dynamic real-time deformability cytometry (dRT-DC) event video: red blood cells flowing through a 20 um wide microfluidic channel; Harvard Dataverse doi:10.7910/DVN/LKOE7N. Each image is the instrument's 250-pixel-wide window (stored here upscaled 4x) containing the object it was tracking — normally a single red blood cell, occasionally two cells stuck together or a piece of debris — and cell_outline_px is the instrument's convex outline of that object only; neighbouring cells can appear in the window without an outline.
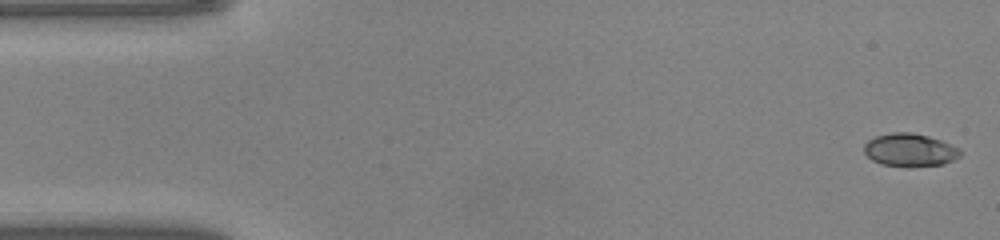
{"species": "common noctule bat (a hibernating species)", "species_latin": "Nyctalus noctula", "temperature_condition": "warm", "stored_images_in_passage": 36, "camera_frame_rate_fps": 3000, "um_per_image_px": 0.085, "animal": {"sex": "male", "body_mass_g": 20.0, "forearm_length_mm": 53.3}, "frame": {"image": 1, "passage_image": 1, "time_ms": 0.0, "image_size_px": [1000, 240], "cell_outline_px": [[964, 152], [960, 156], [944, 164], [880, 164], [872, 160], [864, 152], [864, 144], [868, 140], [876, 136], [892, 132], [912, 132], [928, 136], [940, 140], [960, 148]], "centroid_in_image_um": [77.35, 12.7], "position_along_channel_um": 7.7, "area_um2": 17.92}}
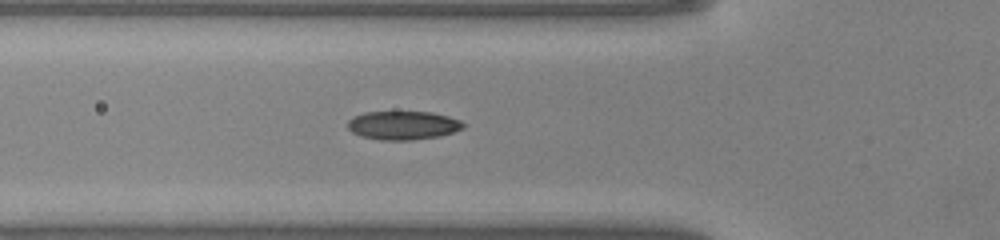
{"frame": {"image": 2, "passage_image": 16, "time_ms": 5.0, "image_size_px": [1000, 240], "cell_outline_px": [[464, 128], [440, 136], [412, 140], [380, 140], [360, 136], [352, 132], [348, 128], [348, 120], [352, 116], [364, 112], [432, 112], [448, 116], [460, 120], [464, 124]], "centroid_in_image_um": [34.23, 10.65], "position_along_channel_um": 91.6, "area_um2": 19.36}}
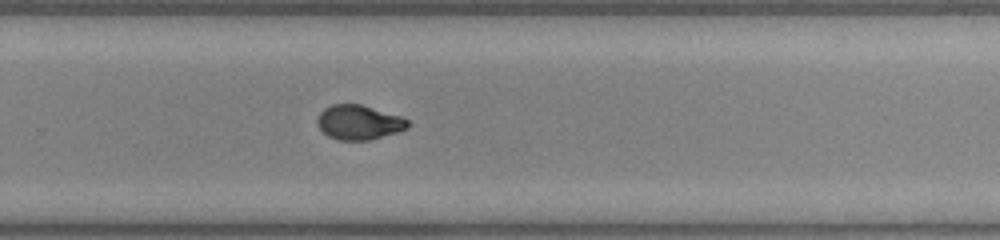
{"frame": {"image": 3, "passage_image": 31, "time_ms": 10.0, "image_size_px": [1000, 240], "cell_outline_px": [[408, 128], [372, 140], [336, 140], [328, 136], [316, 124], [316, 120], [320, 112], [324, 108], [332, 104], [360, 104], [400, 116], [408, 120]], "centroid_in_image_um": [30.47, 10.4], "position_along_channel_um": 299.3, "area_um2": 18.21}}